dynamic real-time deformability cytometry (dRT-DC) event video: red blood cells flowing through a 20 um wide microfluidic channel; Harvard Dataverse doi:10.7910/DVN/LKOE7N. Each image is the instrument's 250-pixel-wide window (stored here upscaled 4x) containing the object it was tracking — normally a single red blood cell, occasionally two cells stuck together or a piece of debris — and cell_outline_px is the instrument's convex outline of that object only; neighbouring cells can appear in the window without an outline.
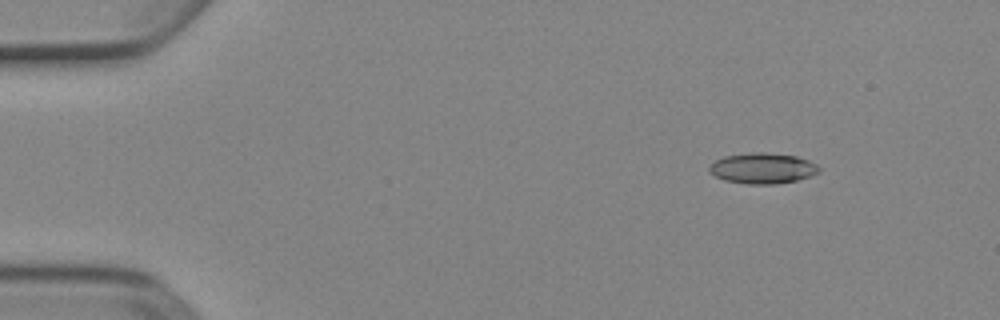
{"species": "Egyptian fruit bat (a non-hibernating species)", "species_latin": "Rousettus aegyptiacus", "temperature_condition": "cold", "stored_images_in_passage": 8, "camera_frame_rate_fps": 3000, "um_per_image_px": 0.085, "animal": {"sex": "female"}, "frame": {"image": 1, "passage_image": 2, "time_ms": 0.333, "image_size_px": [1000, 320], "cell_outline_px": [[820, 172], [812, 176], [796, 180], [776, 184], [748, 184], [724, 180], [708, 172], [708, 168], [716, 160], [724, 156], [752, 152], [764, 152], [796, 156], [808, 160], [816, 164], [820, 168]], "centroid_in_image_um": [64.83, 14.3], "position_along_channel_um": 20.2, "area_um2": 19.65}}
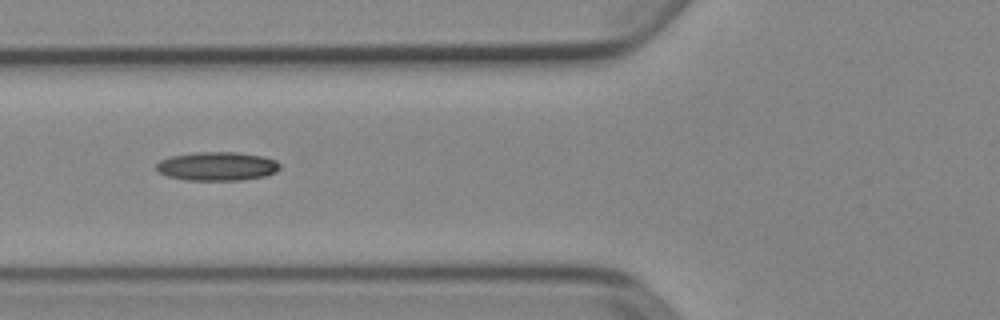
{"frame": {"image": 2, "passage_image": 6, "time_ms": 1.667, "image_size_px": [1000, 320], "cell_outline_px": [[280, 168], [276, 172], [264, 176], [240, 180], [188, 180], [168, 176], [156, 172], [156, 164], [160, 160], [168, 156], [196, 152], [236, 152], [264, 156], [276, 160], [280, 164]], "centroid_in_image_um": [18.44, 14.12], "position_along_channel_um": 107.4, "area_um2": 20.87}}
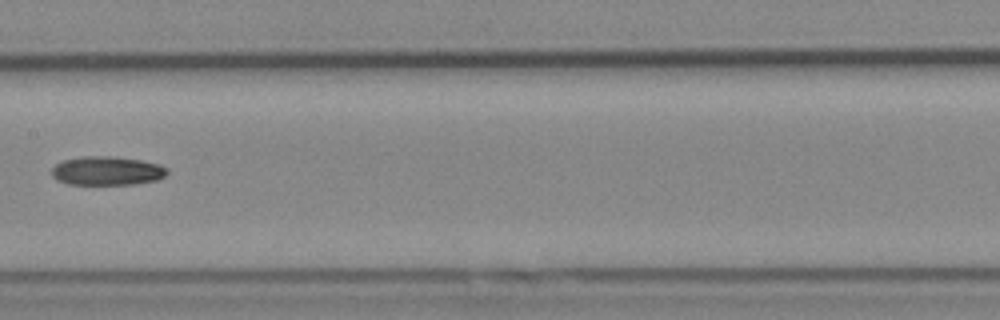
{"frame": {"image": 3, "passage_image": 8, "time_ms": 2.333, "image_size_px": [1000, 320], "cell_outline_px": [[168, 172], [164, 176], [156, 180], [132, 184], [68, 184], [56, 180], [52, 176], [52, 168], [56, 164], [64, 160], [84, 156], [112, 156], [140, 160], [160, 164], [168, 168]], "centroid_in_image_um": [9.09, 14.52], "position_along_channel_um": 198.3, "area_um2": 19.36}}